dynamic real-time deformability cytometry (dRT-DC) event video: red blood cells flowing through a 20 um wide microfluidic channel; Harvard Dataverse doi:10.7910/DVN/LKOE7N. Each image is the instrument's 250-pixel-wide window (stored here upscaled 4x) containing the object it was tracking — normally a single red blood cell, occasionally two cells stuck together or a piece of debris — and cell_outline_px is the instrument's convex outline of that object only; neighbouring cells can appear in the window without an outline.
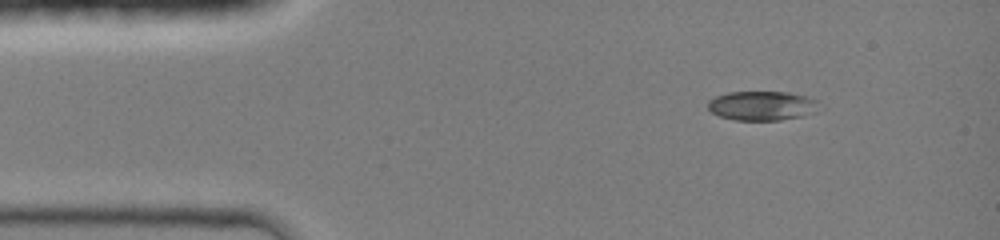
{"species": "common noctule bat (a hibernating species)", "species_latin": "Nyctalus noctula", "temperature_condition": "room temperature", "stored_images_in_passage": 40, "camera_frame_rate_fps": 3000, "um_per_image_px": 0.085, "animal": {"sex": "female", "body_mass_g": 19.0, "forearm_length_mm": 51.5}, "frame": {"image": 1, "passage_image": 1, "time_ms": 0.0, "image_size_px": [1000, 240], "cell_outline_px": [[824, 108], [816, 112], [800, 116], [780, 120], [736, 120], [720, 116], [712, 112], [708, 108], [708, 100], [716, 96], [728, 92], [788, 92], [808, 96], [816, 100]], "centroid_in_image_um": [64.83, 8.98], "position_along_channel_um": 20.2, "area_um2": 19.19}}
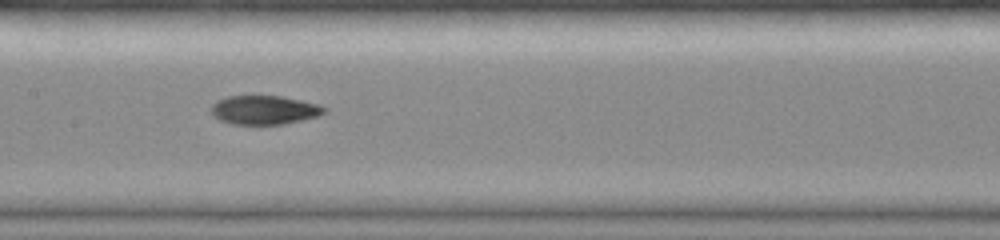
{"frame": {"image": 2, "passage_image": 17, "time_ms": 5.333, "image_size_px": [1000, 240], "cell_outline_px": [[328, 108], [320, 116], [284, 124], [232, 124], [220, 120], [212, 112], [212, 104], [216, 100], [228, 96], [280, 96], [320, 104]], "centroid_in_image_um": [22.51, 9.34], "position_along_channel_um": 184.9, "area_um2": 19.02}}
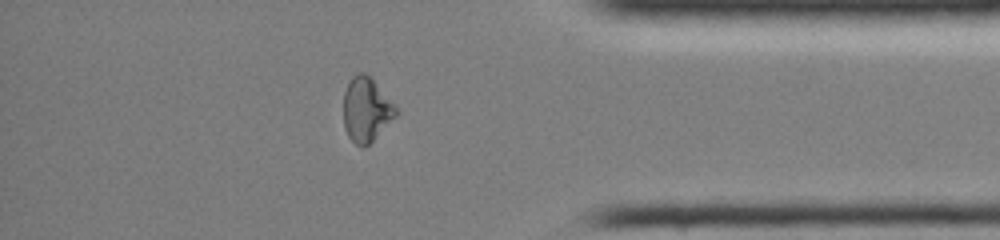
{"frame": {"image": 3, "passage_image": 33, "time_ms": 10.667, "image_size_px": [1000, 240], "cell_outline_px": [[400, 112], [364, 148], [356, 144], [348, 136], [344, 128], [344, 92], [348, 80], [352, 76], [360, 72], [364, 72], [372, 76], [396, 104]], "centroid_in_image_um": [31.16, 9.25], "position_along_channel_um": 404.0, "area_um2": 20.06}, "authors_computed_cell_mechanics": {"area_um2": 19.5075, "velocity_mm_per_s": 4.3224, "shape_relaxation_time_tau1_ms": null, "shape_relaxation_time_tau2_ms": 3.6022, "deformation_change_tau1": null, "deformation_change_tau2": 0.0619}}